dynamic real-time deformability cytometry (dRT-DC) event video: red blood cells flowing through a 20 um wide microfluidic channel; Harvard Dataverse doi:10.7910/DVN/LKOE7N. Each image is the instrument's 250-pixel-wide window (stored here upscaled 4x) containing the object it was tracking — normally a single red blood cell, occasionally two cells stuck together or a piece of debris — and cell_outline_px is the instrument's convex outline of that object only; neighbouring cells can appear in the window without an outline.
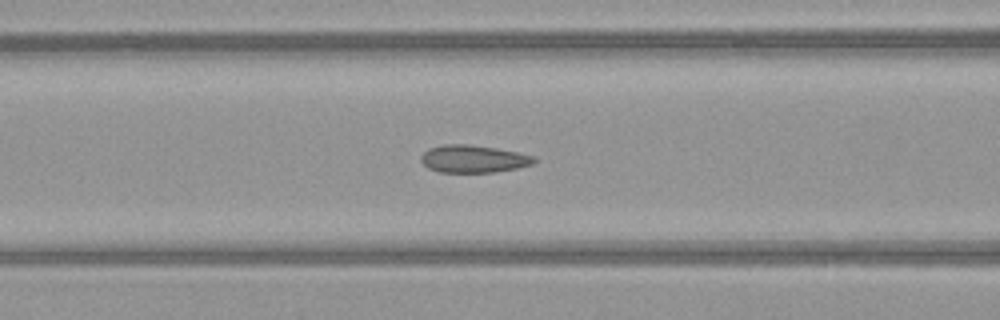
{"species": "common noctule bat (a hibernating species)", "species_latin": "Nyctalus noctula", "temperature_condition": "warm", "stored_images_in_passage": 46, "camera_frame_rate_fps": 3000, "um_per_image_px": 0.085, "animal": {"sex": "female", "body_mass_g": 21.9}, "frame": {"image": 1, "passage_image": 15, "time_ms": 4.667, "image_size_px": [1000, 320], "cell_outline_px": [[536, 160], [532, 164], [516, 168], [496, 172], [440, 172], [428, 168], [420, 160], [420, 156], [428, 148], [444, 144], [468, 144], [496, 148], [536, 156]], "centroid_in_image_um": [40.22, 13.5], "position_along_channel_um": 126.4, "area_um2": 18.15}}
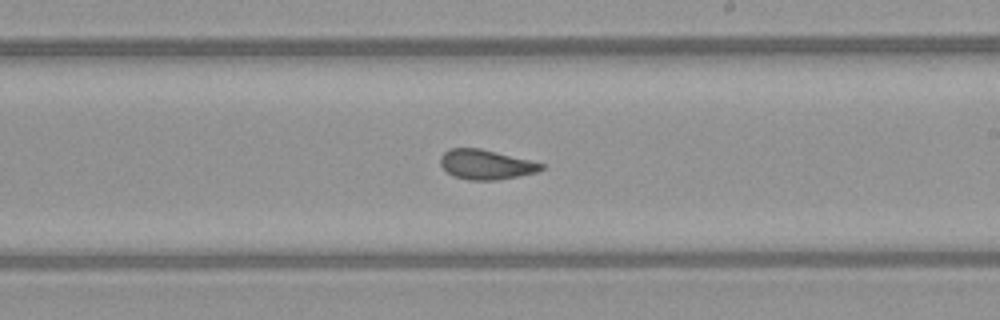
{"frame": {"image": 2, "passage_image": 24, "time_ms": 7.667, "image_size_px": [1000, 320], "cell_outline_px": [[544, 168], [536, 172], [496, 180], [468, 180], [452, 176], [440, 164], [440, 156], [448, 148], [480, 148], [544, 164]], "centroid_in_image_um": [41.25, 13.98], "position_along_channel_um": 247.8, "area_um2": 17.28}}
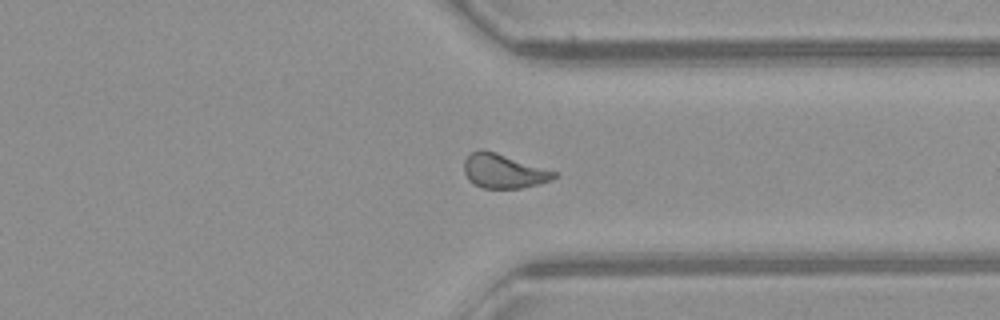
{"frame": {"image": 3, "passage_image": 33, "time_ms": 10.667, "image_size_px": [1000, 320], "cell_outline_px": [[560, 176], [552, 180], [540, 184], [520, 188], [484, 188], [468, 180], [464, 172], [464, 160], [472, 152], [496, 152], [556, 172]], "centroid_in_image_um": [42.85, 14.58], "position_along_channel_um": 368.6, "area_um2": 17.57}, "authors_computed_cell_mechanics": {"area_um2": 18.207, "velocity_mm_per_s": 4.0392, "shape_relaxation_time_tau1_ms": null, "shape_relaxation_time_tau2_ms": 0.986, "deformation_change_tau1": null, "deformation_change_tau2": 0.0458}}